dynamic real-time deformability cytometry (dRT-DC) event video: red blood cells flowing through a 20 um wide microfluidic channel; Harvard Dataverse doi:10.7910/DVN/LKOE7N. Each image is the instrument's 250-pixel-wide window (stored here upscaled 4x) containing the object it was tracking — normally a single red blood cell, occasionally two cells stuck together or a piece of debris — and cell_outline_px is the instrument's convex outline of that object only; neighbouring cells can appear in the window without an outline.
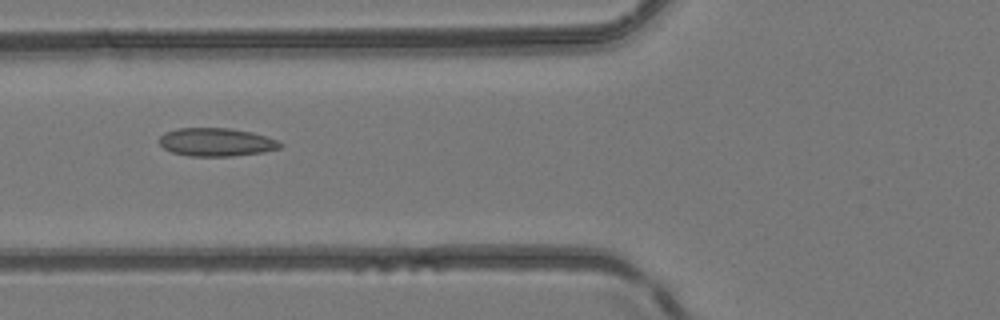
{"species": "common noctule bat (a hibernating species)", "species_latin": "Nyctalus noctula", "temperature_condition": "room temperature", "stored_images_in_passage": 6, "camera_frame_rate_fps": 3000, "um_per_image_px": 0.085, "animal": {"sex": "female", "body_mass_g": 24.6, "forearm_length_mm": 56.2}, "frame": {"image": 1, "passage_image": 6, "time_ms": 5.667, "image_size_px": [1000, 320], "cell_outline_px": [[284, 144], [280, 148], [264, 152], [232, 156], [188, 156], [172, 152], [164, 148], [160, 144], [160, 136], [164, 132], [180, 128], [228, 128], [252, 132], [268, 136]], "centroid_in_image_um": [18.41, 12.08], "position_along_channel_um": 107.4, "area_um2": 19.94}}